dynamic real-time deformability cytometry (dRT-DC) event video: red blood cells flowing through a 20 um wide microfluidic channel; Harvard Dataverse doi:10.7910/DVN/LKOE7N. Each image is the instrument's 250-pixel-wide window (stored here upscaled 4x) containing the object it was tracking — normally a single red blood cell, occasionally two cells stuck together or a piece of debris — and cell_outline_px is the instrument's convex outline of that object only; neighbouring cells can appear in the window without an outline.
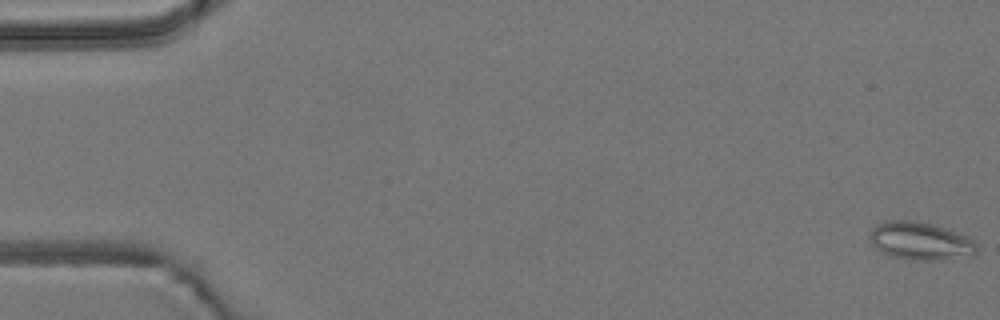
{"species": "common noctule bat (a hibernating species)", "species_latin": "Nyctalus noctula", "temperature_condition": "room temperature", "stored_images_in_passage": 56, "camera_frame_rate_fps": 3000, "um_per_image_px": 0.085, "animal": {"sex": "male", "body_mass_g": 19.2, "forearm_length_mm": 51.8}, "frame": {"image": 1, "passage_image": 1, "time_ms": 0.0, "image_size_px": [1000, 320], "cell_outline_px": [[976, 252], [972, 256], [944, 260], [912, 260], [892, 256], [880, 252], [872, 244], [872, 228], [876, 224], [888, 220], [916, 220], [948, 228], [968, 236], [976, 244]], "centroid_in_image_um": [78.27, 20.48], "position_along_channel_um": 6.7, "area_um2": 23.81}}
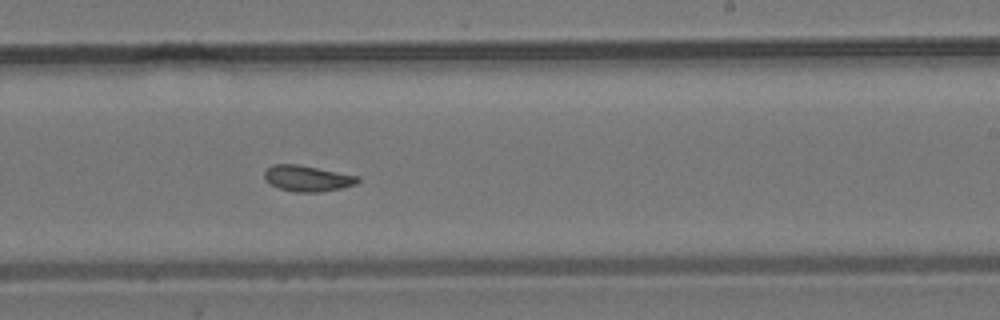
{"frame": {"image": 2, "passage_image": 34, "time_ms": 11.0, "image_size_px": [1000, 320], "cell_outline_px": [[360, 180], [356, 184], [340, 188], [320, 192], [296, 192], [280, 188], [268, 184], [264, 180], [264, 172], [272, 164], [296, 164], [360, 176]], "centroid_in_image_um": [26.1, 15.16], "position_along_channel_um": 262.9, "area_um2": 14.1}}
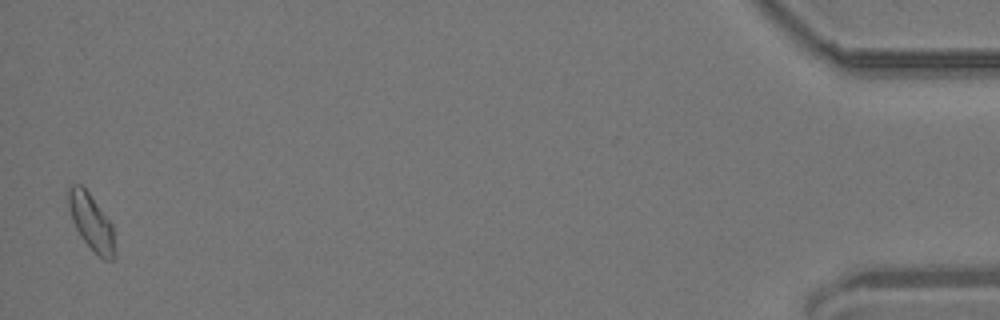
{"frame": {"image": 3, "passage_image": 55, "time_ms": 18.0, "image_size_px": [1000, 320], "cell_outline_px": [[116, 256], [112, 260], [104, 260], [80, 236], [72, 220], [68, 208], [68, 188], [72, 184], [80, 184], [88, 192], [112, 224], [116, 252]], "centroid_in_image_um": [7.77, 18.89], "position_along_channel_um": 427.4, "area_um2": 15.03}, "authors_computed_cell_mechanics": {"area_um2": 14.5945, "velocity_mm_per_s": 3.7182, "shape_relaxation_time_tau1_ms": null, "shape_relaxation_time_tau2_ms": 2.0383, "deformation_change_tau1": null, "deformation_change_tau2": 0.0813}}